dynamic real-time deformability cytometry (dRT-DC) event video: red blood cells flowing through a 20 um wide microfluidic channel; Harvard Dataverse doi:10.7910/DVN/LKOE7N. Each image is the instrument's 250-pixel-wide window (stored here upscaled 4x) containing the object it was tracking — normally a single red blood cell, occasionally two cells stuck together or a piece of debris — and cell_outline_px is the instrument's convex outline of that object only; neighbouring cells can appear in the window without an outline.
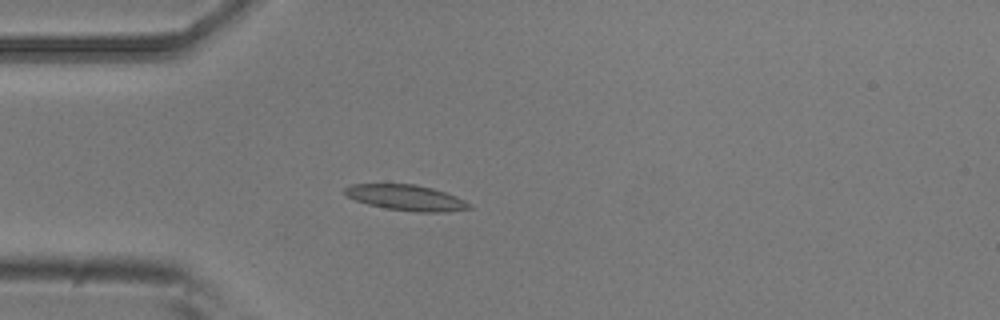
{"species": "common noctule bat (a hibernating species)", "species_latin": "Nyctalus noctula", "temperature_condition": "room temperature", "stored_images_in_passage": 1, "camera_frame_rate_fps": 3000, "um_per_image_px": 0.085, "animal": {"sex": "male", "body_mass_g": 20.5, "forearm_length_mm": 52.5}, "frame": {"image": 1, "passage_image": 1, "time_ms": 0.0, "image_size_px": [1000, 320], "cell_outline_px": [[472, 208], [444, 212], [416, 212], [384, 208], [368, 204], [356, 200], [348, 196], [344, 192], [344, 188], [352, 184], [416, 184], [432, 188], [456, 196], [472, 204]], "centroid_in_image_um": [34.54, 16.8], "position_along_channel_um": 50.5, "area_um2": 18.55}}